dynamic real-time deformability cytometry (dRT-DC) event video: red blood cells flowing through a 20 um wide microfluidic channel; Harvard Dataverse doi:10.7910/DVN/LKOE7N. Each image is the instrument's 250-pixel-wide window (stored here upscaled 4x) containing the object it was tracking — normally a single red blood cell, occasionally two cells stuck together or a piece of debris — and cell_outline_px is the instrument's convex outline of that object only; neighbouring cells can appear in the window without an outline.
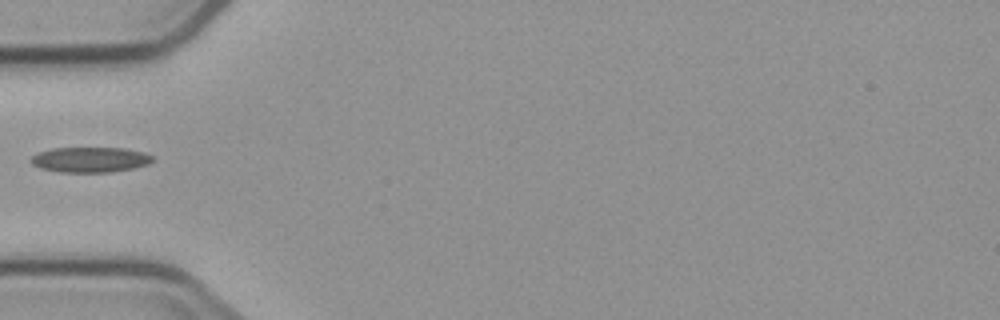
{"species": "common noctule bat (a hibernating species)", "species_latin": "Nyctalus noctula", "temperature_condition": "cold", "stored_images_in_passage": 3, "camera_frame_rate_fps": 3000, "um_per_image_px": 0.085, "animal": {"sex": "male", "body_mass_g": 23.1, "forearm_length_mm": 52.7}, "frame": {"image": 1, "passage_image": 3, "time_ms": 3.0, "image_size_px": [1000, 320], "cell_outline_px": [[152, 160], [148, 164], [132, 168], [108, 172], [60, 172], [40, 168], [32, 164], [28, 160], [32, 156], [40, 152], [52, 148], [124, 148], [144, 152], [152, 156]], "centroid_in_image_um": [7.62, 13.57], "position_along_channel_um": 77.4, "area_um2": 17.8}}